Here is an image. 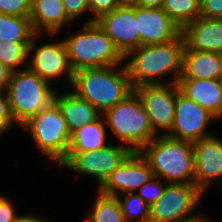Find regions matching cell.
I'll return each mask as SVG.
<instances>
[{"label":"cell","instance_id":"20","mask_svg":"<svg viewBox=\"0 0 222 222\" xmlns=\"http://www.w3.org/2000/svg\"><path fill=\"white\" fill-rule=\"evenodd\" d=\"M179 79H222V54L185 46Z\"/></svg>","mask_w":222,"mask_h":222},{"label":"cell","instance_id":"11","mask_svg":"<svg viewBox=\"0 0 222 222\" xmlns=\"http://www.w3.org/2000/svg\"><path fill=\"white\" fill-rule=\"evenodd\" d=\"M215 118L180 91L176 95L174 121L167 136L190 142L211 136L206 128Z\"/></svg>","mask_w":222,"mask_h":222},{"label":"cell","instance_id":"21","mask_svg":"<svg viewBox=\"0 0 222 222\" xmlns=\"http://www.w3.org/2000/svg\"><path fill=\"white\" fill-rule=\"evenodd\" d=\"M29 17L36 34L46 30L52 36L71 21L65 13L62 0H35L30 6Z\"/></svg>","mask_w":222,"mask_h":222},{"label":"cell","instance_id":"3","mask_svg":"<svg viewBox=\"0 0 222 222\" xmlns=\"http://www.w3.org/2000/svg\"><path fill=\"white\" fill-rule=\"evenodd\" d=\"M138 152L165 183L194 184L193 142L158 135Z\"/></svg>","mask_w":222,"mask_h":222},{"label":"cell","instance_id":"17","mask_svg":"<svg viewBox=\"0 0 222 222\" xmlns=\"http://www.w3.org/2000/svg\"><path fill=\"white\" fill-rule=\"evenodd\" d=\"M181 33L188 49L222 54V19L198 17Z\"/></svg>","mask_w":222,"mask_h":222},{"label":"cell","instance_id":"8","mask_svg":"<svg viewBox=\"0 0 222 222\" xmlns=\"http://www.w3.org/2000/svg\"><path fill=\"white\" fill-rule=\"evenodd\" d=\"M203 196L194 184L167 183L162 195L149 206V222H188L196 219L200 215L192 212Z\"/></svg>","mask_w":222,"mask_h":222},{"label":"cell","instance_id":"27","mask_svg":"<svg viewBox=\"0 0 222 222\" xmlns=\"http://www.w3.org/2000/svg\"><path fill=\"white\" fill-rule=\"evenodd\" d=\"M116 198L126 222H149V205L136 193L120 194Z\"/></svg>","mask_w":222,"mask_h":222},{"label":"cell","instance_id":"33","mask_svg":"<svg viewBox=\"0 0 222 222\" xmlns=\"http://www.w3.org/2000/svg\"><path fill=\"white\" fill-rule=\"evenodd\" d=\"M200 4V17L222 19V0H203Z\"/></svg>","mask_w":222,"mask_h":222},{"label":"cell","instance_id":"19","mask_svg":"<svg viewBox=\"0 0 222 222\" xmlns=\"http://www.w3.org/2000/svg\"><path fill=\"white\" fill-rule=\"evenodd\" d=\"M53 102L60 109L70 134L102 115L90 102L73 91L61 95L55 92Z\"/></svg>","mask_w":222,"mask_h":222},{"label":"cell","instance_id":"7","mask_svg":"<svg viewBox=\"0 0 222 222\" xmlns=\"http://www.w3.org/2000/svg\"><path fill=\"white\" fill-rule=\"evenodd\" d=\"M21 127L31 132L37 147L50 160L58 166L65 160L71 134L60 109L54 102L31 116Z\"/></svg>","mask_w":222,"mask_h":222},{"label":"cell","instance_id":"25","mask_svg":"<svg viewBox=\"0 0 222 222\" xmlns=\"http://www.w3.org/2000/svg\"><path fill=\"white\" fill-rule=\"evenodd\" d=\"M161 8L181 30L200 17V4L197 0H164Z\"/></svg>","mask_w":222,"mask_h":222},{"label":"cell","instance_id":"28","mask_svg":"<svg viewBox=\"0 0 222 222\" xmlns=\"http://www.w3.org/2000/svg\"><path fill=\"white\" fill-rule=\"evenodd\" d=\"M165 186L166 184L161 183L160 178L154 176L150 181L140 187L136 194L150 206L162 195Z\"/></svg>","mask_w":222,"mask_h":222},{"label":"cell","instance_id":"15","mask_svg":"<svg viewBox=\"0 0 222 222\" xmlns=\"http://www.w3.org/2000/svg\"><path fill=\"white\" fill-rule=\"evenodd\" d=\"M193 156L194 185L204 194L216 179L222 178V140L211 135L193 142ZM220 182L216 184L221 187Z\"/></svg>","mask_w":222,"mask_h":222},{"label":"cell","instance_id":"1","mask_svg":"<svg viewBox=\"0 0 222 222\" xmlns=\"http://www.w3.org/2000/svg\"><path fill=\"white\" fill-rule=\"evenodd\" d=\"M184 48L181 33L169 42L144 45L130 51L124 57V65L133 89L141 85L168 84L161 79L170 73L174 74L171 83H177L182 73Z\"/></svg>","mask_w":222,"mask_h":222},{"label":"cell","instance_id":"22","mask_svg":"<svg viewBox=\"0 0 222 222\" xmlns=\"http://www.w3.org/2000/svg\"><path fill=\"white\" fill-rule=\"evenodd\" d=\"M106 125L101 115L96 121L82 126L71 134L68 153L97 151L106 144Z\"/></svg>","mask_w":222,"mask_h":222},{"label":"cell","instance_id":"38","mask_svg":"<svg viewBox=\"0 0 222 222\" xmlns=\"http://www.w3.org/2000/svg\"><path fill=\"white\" fill-rule=\"evenodd\" d=\"M122 5H132L136 0H120Z\"/></svg>","mask_w":222,"mask_h":222},{"label":"cell","instance_id":"10","mask_svg":"<svg viewBox=\"0 0 222 222\" xmlns=\"http://www.w3.org/2000/svg\"><path fill=\"white\" fill-rule=\"evenodd\" d=\"M134 90L142 100L153 132L157 136L167 135L174 121L176 95L180 91L178 84L141 85Z\"/></svg>","mask_w":222,"mask_h":222},{"label":"cell","instance_id":"30","mask_svg":"<svg viewBox=\"0 0 222 222\" xmlns=\"http://www.w3.org/2000/svg\"><path fill=\"white\" fill-rule=\"evenodd\" d=\"M0 13L29 17L30 6L25 0H0Z\"/></svg>","mask_w":222,"mask_h":222},{"label":"cell","instance_id":"23","mask_svg":"<svg viewBox=\"0 0 222 222\" xmlns=\"http://www.w3.org/2000/svg\"><path fill=\"white\" fill-rule=\"evenodd\" d=\"M35 35L30 17L0 13V40L31 42Z\"/></svg>","mask_w":222,"mask_h":222},{"label":"cell","instance_id":"35","mask_svg":"<svg viewBox=\"0 0 222 222\" xmlns=\"http://www.w3.org/2000/svg\"><path fill=\"white\" fill-rule=\"evenodd\" d=\"M11 71L0 61V91H5L10 80Z\"/></svg>","mask_w":222,"mask_h":222},{"label":"cell","instance_id":"31","mask_svg":"<svg viewBox=\"0 0 222 222\" xmlns=\"http://www.w3.org/2000/svg\"><path fill=\"white\" fill-rule=\"evenodd\" d=\"M4 92L0 91V135L7 132L16 123L10 111L7 94Z\"/></svg>","mask_w":222,"mask_h":222},{"label":"cell","instance_id":"12","mask_svg":"<svg viewBox=\"0 0 222 222\" xmlns=\"http://www.w3.org/2000/svg\"><path fill=\"white\" fill-rule=\"evenodd\" d=\"M96 22L123 57L140 47L136 6L121 5L103 14Z\"/></svg>","mask_w":222,"mask_h":222},{"label":"cell","instance_id":"29","mask_svg":"<svg viewBox=\"0 0 222 222\" xmlns=\"http://www.w3.org/2000/svg\"><path fill=\"white\" fill-rule=\"evenodd\" d=\"M121 5L122 3L120 0H89V9L93 16L85 23L94 22L103 14L109 13Z\"/></svg>","mask_w":222,"mask_h":222},{"label":"cell","instance_id":"39","mask_svg":"<svg viewBox=\"0 0 222 222\" xmlns=\"http://www.w3.org/2000/svg\"><path fill=\"white\" fill-rule=\"evenodd\" d=\"M188 222H204V215L202 216V214L196 218V219H193L191 221H188Z\"/></svg>","mask_w":222,"mask_h":222},{"label":"cell","instance_id":"9","mask_svg":"<svg viewBox=\"0 0 222 222\" xmlns=\"http://www.w3.org/2000/svg\"><path fill=\"white\" fill-rule=\"evenodd\" d=\"M131 153L132 151L125 145H107L97 151L68 153L59 166L80 174L94 176L98 180V187H100Z\"/></svg>","mask_w":222,"mask_h":222},{"label":"cell","instance_id":"5","mask_svg":"<svg viewBox=\"0 0 222 222\" xmlns=\"http://www.w3.org/2000/svg\"><path fill=\"white\" fill-rule=\"evenodd\" d=\"M102 116L113 135L132 152H138L156 137L142 100L135 90L106 110Z\"/></svg>","mask_w":222,"mask_h":222},{"label":"cell","instance_id":"2","mask_svg":"<svg viewBox=\"0 0 222 222\" xmlns=\"http://www.w3.org/2000/svg\"><path fill=\"white\" fill-rule=\"evenodd\" d=\"M71 86L74 93L90 102L101 114L134 90L124 63L80 69L74 72Z\"/></svg>","mask_w":222,"mask_h":222},{"label":"cell","instance_id":"37","mask_svg":"<svg viewBox=\"0 0 222 222\" xmlns=\"http://www.w3.org/2000/svg\"><path fill=\"white\" fill-rule=\"evenodd\" d=\"M46 219L40 216L34 215H17L12 222H45Z\"/></svg>","mask_w":222,"mask_h":222},{"label":"cell","instance_id":"41","mask_svg":"<svg viewBox=\"0 0 222 222\" xmlns=\"http://www.w3.org/2000/svg\"><path fill=\"white\" fill-rule=\"evenodd\" d=\"M204 222H215V221H213L211 219H208L207 216H206V217H204Z\"/></svg>","mask_w":222,"mask_h":222},{"label":"cell","instance_id":"18","mask_svg":"<svg viewBox=\"0 0 222 222\" xmlns=\"http://www.w3.org/2000/svg\"><path fill=\"white\" fill-rule=\"evenodd\" d=\"M180 92L200 105L215 119L222 117L221 79H179Z\"/></svg>","mask_w":222,"mask_h":222},{"label":"cell","instance_id":"24","mask_svg":"<svg viewBox=\"0 0 222 222\" xmlns=\"http://www.w3.org/2000/svg\"><path fill=\"white\" fill-rule=\"evenodd\" d=\"M95 198L93 210L85 222H126L116 196L101 194Z\"/></svg>","mask_w":222,"mask_h":222},{"label":"cell","instance_id":"32","mask_svg":"<svg viewBox=\"0 0 222 222\" xmlns=\"http://www.w3.org/2000/svg\"><path fill=\"white\" fill-rule=\"evenodd\" d=\"M62 3L65 13L71 21L90 11L89 0H62Z\"/></svg>","mask_w":222,"mask_h":222},{"label":"cell","instance_id":"16","mask_svg":"<svg viewBox=\"0 0 222 222\" xmlns=\"http://www.w3.org/2000/svg\"><path fill=\"white\" fill-rule=\"evenodd\" d=\"M136 18L140 46L169 42L182 31L162 8L136 7Z\"/></svg>","mask_w":222,"mask_h":222},{"label":"cell","instance_id":"14","mask_svg":"<svg viewBox=\"0 0 222 222\" xmlns=\"http://www.w3.org/2000/svg\"><path fill=\"white\" fill-rule=\"evenodd\" d=\"M40 35L36 34L28 47V57H30L29 54L32 51H35V54L32 55L33 57L30 61H27L29 62L27 63V68L48 83L52 79L65 74L71 85L74 72L71 69L63 40L52 44L47 43L40 47L38 46L36 49L35 42Z\"/></svg>","mask_w":222,"mask_h":222},{"label":"cell","instance_id":"26","mask_svg":"<svg viewBox=\"0 0 222 222\" xmlns=\"http://www.w3.org/2000/svg\"><path fill=\"white\" fill-rule=\"evenodd\" d=\"M31 42L0 40V61L11 72L17 71L19 65L28 61V47Z\"/></svg>","mask_w":222,"mask_h":222},{"label":"cell","instance_id":"36","mask_svg":"<svg viewBox=\"0 0 222 222\" xmlns=\"http://www.w3.org/2000/svg\"><path fill=\"white\" fill-rule=\"evenodd\" d=\"M164 0H136L132 5L136 7L161 8Z\"/></svg>","mask_w":222,"mask_h":222},{"label":"cell","instance_id":"6","mask_svg":"<svg viewBox=\"0 0 222 222\" xmlns=\"http://www.w3.org/2000/svg\"><path fill=\"white\" fill-rule=\"evenodd\" d=\"M5 92L12 117L20 125L47 108L53 102L55 94L50 83L24 67L11 72Z\"/></svg>","mask_w":222,"mask_h":222},{"label":"cell","instance_id":"13","mask_svg":"<svg viewBox=\"0 0 222 222\" xmlns=\"http://www.w3.org/2000/svg\"><path fill=\"white\" fill-rule=\"evenodd\" d=\"M154 177L148 162L139 152H132L98 188L101 194L118 196L135 193ZM119 192V193H118Z\"/></svg>","mask_w":222,"mask_h":222},{"label":"cell","instance_id":"34","mask_svg":"<svg viewBox=\"0 0 222 222\" xmlns=\"http://www.w3.org/2000/svg\"><path fill=\"white\" fill-rule=\"evenodd\" d=\"M17 215L13 204L4 196H0V222H12Z\"/></svg>","mask_w":222,"mask_h":222},{"label":"cell","instance_id":"40","mask_svg":"<svg viewBox=\"0 0 222 222\" xmlns=\"http://www.w3.org/2000/svg\"><path fill=\"white\" fill-rule=\"evenodd\" d=\"M25 1L28 3L29 6H31L35 2V0H25Z\"/></svg>","mask_w":222,"mask_h":222},{"label":"cell","instance_id":"4","mask_svg":"<svg viewBox=\"0 0 222 222\" xmlns=\"http://www.w3.org/2000/svg\"><path fill=\"white\" fill-rule=\"evenodd\" d=\"M63 42L73 72L124 63V57L96 21L84 23L82 31Z\"/></svg>","mask_w":222,"mask_h":222}]
</instances>
